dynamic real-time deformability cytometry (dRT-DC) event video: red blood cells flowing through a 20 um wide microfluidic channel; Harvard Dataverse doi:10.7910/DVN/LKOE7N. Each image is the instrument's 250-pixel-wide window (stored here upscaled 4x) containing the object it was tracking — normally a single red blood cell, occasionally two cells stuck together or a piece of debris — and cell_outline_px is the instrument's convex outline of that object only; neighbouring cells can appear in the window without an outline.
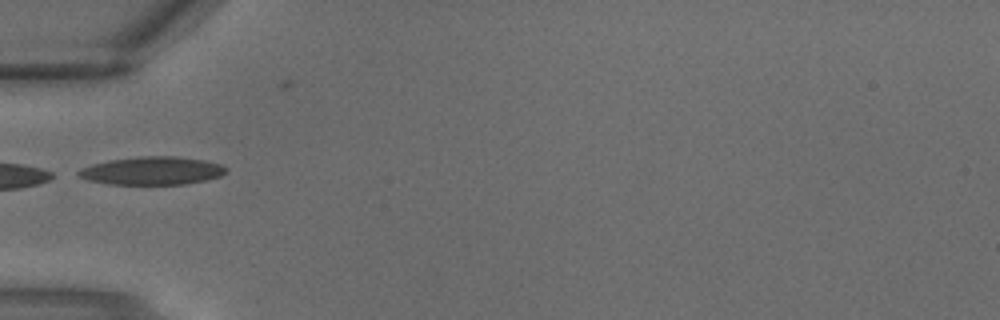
{"species": "common noctule bat (a hibernating species)", "species_latin": "Nyctalus noctula", "temperature_condition": "warm", "stored_images_in_passage": 4, "camera_frame_rate_fps": 3000, "um_per_image_px": 0.085, "animal": {"sex": "male", "body_mass_g": 18.8}, "frame": {"image": 1, "passage_image": 4, "time_ms": 1.0, "image_size_px": [1000, 320], "cell_outline_px": [[228, 172], [220, 176], [204, 180], [184, 184], [108, 184], [88, 180], [80, 176], [76, 172], [80, 168], [92, 164], [108, 160], [140, 156], [176, 156], [204, 160], [220, 164], [228, 168]], "centroid_in_image_um": [12.93, 14.5], "position_along_channel_um": 72.1, "area_um2": 24.16}}